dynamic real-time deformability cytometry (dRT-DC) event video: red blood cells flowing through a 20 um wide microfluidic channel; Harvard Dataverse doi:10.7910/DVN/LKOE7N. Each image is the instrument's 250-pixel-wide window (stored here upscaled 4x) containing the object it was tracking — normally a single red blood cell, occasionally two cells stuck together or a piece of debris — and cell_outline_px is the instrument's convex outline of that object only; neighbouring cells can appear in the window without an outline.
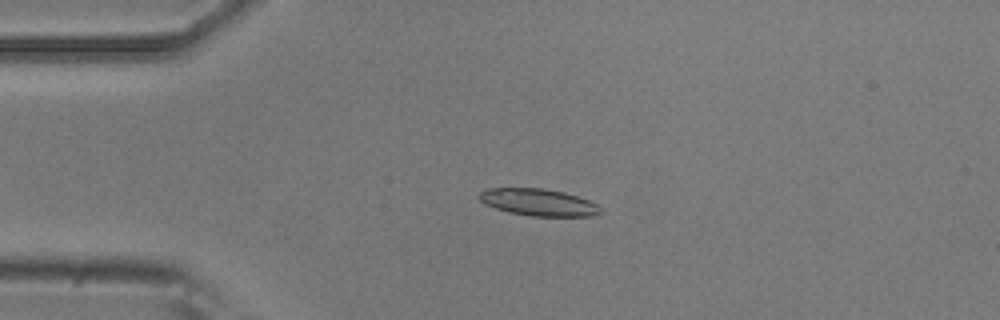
{"species": "common noctule bat (a hibernating species)", "species_latin": "Nyctalus noctula", "temperature_condition": "room temperature", "stored_images_in_passage": 4, "camera_frame_rate_fps": 3000, "um_per_image_px": 0.085, "animal": {"sex": "male", "body_mass_g": 20.5, "forearm_length_mm": 52.5}, "frame": {"image": 1, "passage_image": 3, "time_ms": 0.667, "image_size_px": [1000, 320], "cell_outline_px": [[604, 212], [596, 216], [532, 216], [508, 212], [484, 204], [476, 196], [480, 192], [488, 188], [544, 188], [564, 192], [588, 200], [604, 208]], "centroid_in_image_um": [45.79, 17.2], "position_along_channel_um": 39.2, "area_um2": 19.31}}